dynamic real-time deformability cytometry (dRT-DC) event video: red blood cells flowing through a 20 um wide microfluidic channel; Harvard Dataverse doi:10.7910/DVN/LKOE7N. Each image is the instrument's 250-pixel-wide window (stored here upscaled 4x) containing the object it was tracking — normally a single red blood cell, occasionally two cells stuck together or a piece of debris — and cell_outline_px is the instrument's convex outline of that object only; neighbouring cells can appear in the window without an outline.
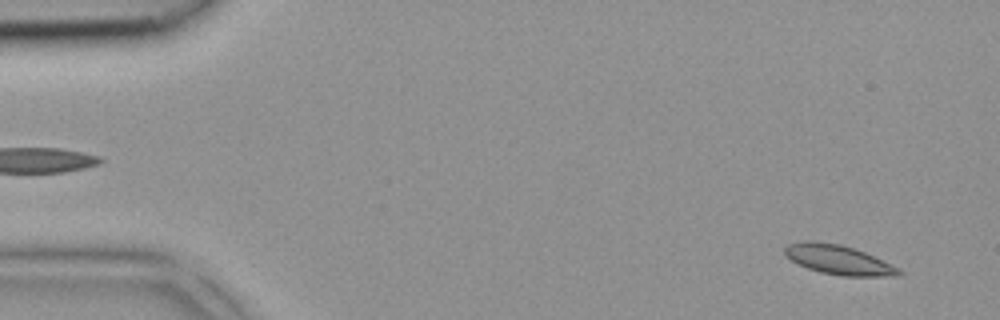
{"species": "common noctule bat (a hibernating species)", "species_latin": "Nyctalus noctula", "temperature_condition": "room temperature", "stored_images_in_passage": 42, "camera_frame_rate_fps": 3000, "um_per_image_px": 0.085, "animal": {"sex": "female", "body_mass_g": 18.4}, "frame": {"image": 1, "passage_image": 2, "time_ms": 0.333, "image_size_px": [1000, 320], "cell_outline_px": [[904, 272], [900, 276], [840, 276], [820, 272], [808, 268], [792, 260], [784, 252], [784, 248], [788, 244], [804, 240], [812, 240], [840, 244], [864, 252], [900, 268]], "centroid_in_image_um": [71.3, 22.08], "position_along_channel_um": 13.7, "area_um2": 19.54}}
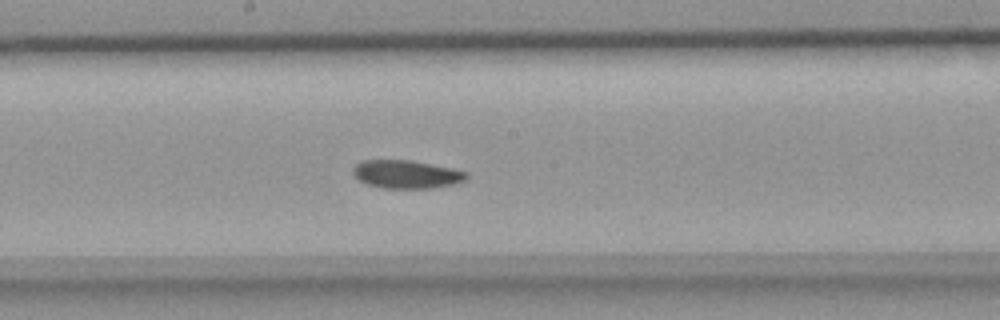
{"frame": {"image": 2, "passage_image": 22, "time_ms": 7.0, "image_size_px": [1000, 320], "cell_outline_px": [[468, 176], [464, 180], [456, 184], [432, 188], [380, 188], [368, 184], [360, 180], [352, 172], [352, 168], [360, 160], [408, 160], [452, 168], [468, 172]], "centroid_in_image_um": [34.54, 14.81], "position_along_channel_um": 213.7, "area_um2": 18.61}}
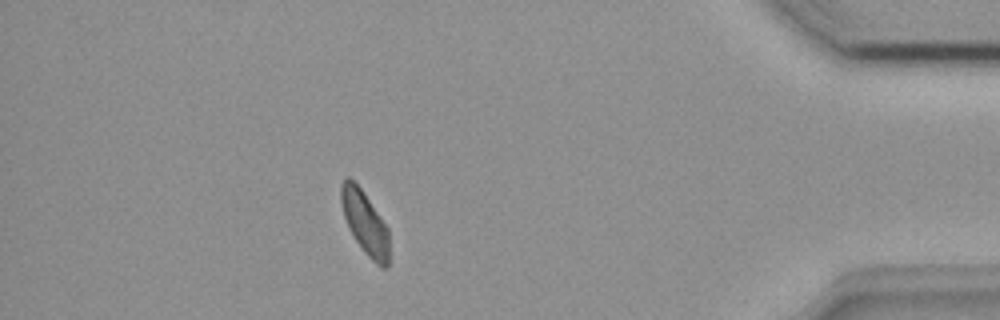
{"frame": {"image": 3, "passage_image": 37, "time_ms": 12.0, "image_size_px": [1000, 320], "cell_outline_px": [[388, 268], [380, 268], [364, 252], [348, 228], [344, 216], [340, 200], [340, 184], [348, 176], [360, 188], [388, 228]], "centroid_in_image_um": [31.0, 18.95], "position_along_channel_um": 404.2, "area_um2": 17.46}}